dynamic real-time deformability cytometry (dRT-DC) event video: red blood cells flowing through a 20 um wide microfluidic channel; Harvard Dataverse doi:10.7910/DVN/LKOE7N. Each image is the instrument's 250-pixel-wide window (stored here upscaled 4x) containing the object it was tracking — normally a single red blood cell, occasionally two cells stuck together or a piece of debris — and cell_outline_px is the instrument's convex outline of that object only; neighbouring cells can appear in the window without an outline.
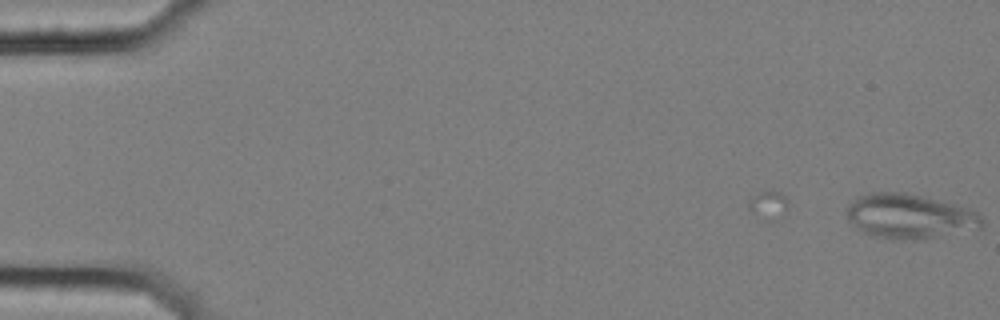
{"species": "common noctule bat (a hibernating species)", "species_latin": "Nyctalus noctula", "temperature_condition": "cold", "stored_images_in_passage": 8, "camera_frame_rate_fps": 3000, "um_per_image_px": 0.085, "animal": {"sex": "female", "body_mass_g": 25.1}, "frame": {"image": 1, "passage_image": 8, "time_ms": 2.333, "image_size_px": [1000, 320], "cell_outline_px": [[984, 224], [980, 228], [932, 236], [900, 240], [888, 240], [872, 236], [864, 232], [848, 220], [848, 204], [856, 196], [872, 192], [904, 192], [956, 204], [980, 212], [984, 220]], "centroid_in_image_um": [77.3, 18.36], "position_along_channel_um": 7.7, "area_um2": 34.91}}